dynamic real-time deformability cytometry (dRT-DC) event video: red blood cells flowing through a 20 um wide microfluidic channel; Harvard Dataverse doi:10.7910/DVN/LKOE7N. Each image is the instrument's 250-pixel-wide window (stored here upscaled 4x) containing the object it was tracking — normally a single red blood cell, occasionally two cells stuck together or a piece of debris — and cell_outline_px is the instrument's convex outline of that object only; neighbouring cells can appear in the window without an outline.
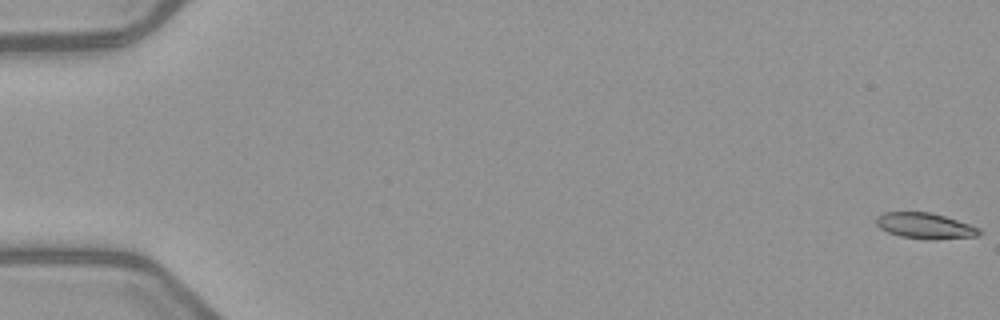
{"species": "common noctule bat (a hibernating species)", "species_latin": "Nyctalus noctula", "temperature_condition": "warm", "stored_images_in_passage": 6, "camera_frame_rate_fps": 3000, "um_per_image_px": 0.085, "animal": {"sex": "female", "body_mass_g": 21.9}, "frame": {"image": 1, "passage_image": 1, "time_ms": 0.0, "image_size_px": [1000, 320], "cell_outline_px": [[980, 232], [976, 236], [936, 240], [928, 240], [900, 236], [888, 232], [880, 228], [876, 224], [876, 216], [884, 212], [928, 212], [944, 216], [980, 228]], "centroid_in_image_um": [78.59, 19.2], "position_along_channel_um": 6.4, "area_um2": 15.43}}
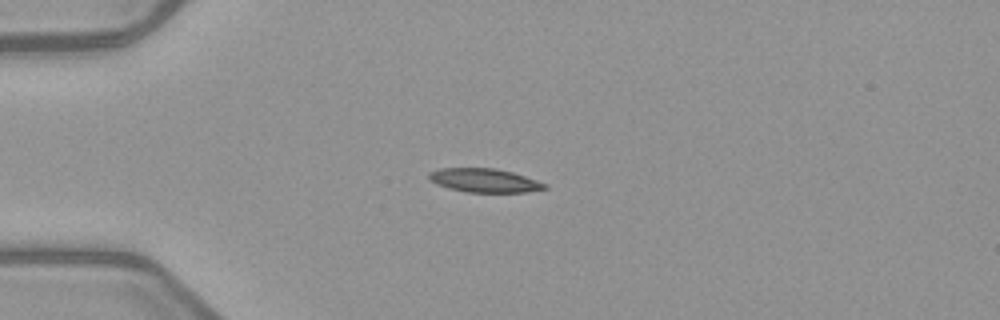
{"frame": {"image": 2, "passage_image": 5, "time_ms": 4.667, "image_size_px": [1000, 320], "cell_outline_px": [[548, 188], [528, 192], [468, 192], [448, 188], [436, 184], [428, 176], [428, 172], [440, 168], [496, 168], [512, 172], [548, 184]], "centroid_in_image_um": [41.19, 15.33], "position_along_channel_um": 43.8, "area_um2": 16.01}}